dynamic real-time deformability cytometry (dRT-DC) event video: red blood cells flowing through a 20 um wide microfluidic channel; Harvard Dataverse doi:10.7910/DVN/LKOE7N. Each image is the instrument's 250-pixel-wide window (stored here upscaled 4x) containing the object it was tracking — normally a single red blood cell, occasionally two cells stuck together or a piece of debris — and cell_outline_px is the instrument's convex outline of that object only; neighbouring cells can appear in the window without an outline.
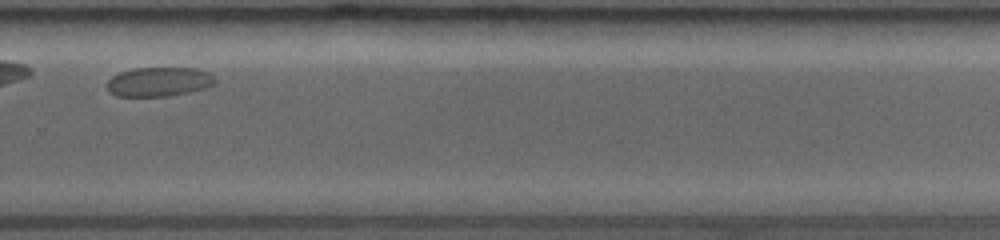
{"species": "common noctule bat (a hibernating species)", "species_latin": "Nyctalus noctula", "temperature_condition": "room temperature", "stored_images_in_passage": 59, "camera_frame_rate_fps": 3000, "um_per_image_px": 0.085, "animal": {"sex": "female", "body_mass_g": 19.0, "forearm_length_mm": 53.3}, "frame": {"image": 1, "passage_image": 48, "time_ms": 7.0, "image_size_px": [1000, 240], "cell_outline_px": [[216, 84], [204, 88], [188, 92], [168, 96], [116, 96], [108, 88], [108, 80], [112, 76], [120, 72], [132, 68], [196, 68], [208, 72], [216, 80]], "centroid_in_image_um": [13.52, 6.94], "position_along_channel_um": 316.3, "area_um2": 18.32}}
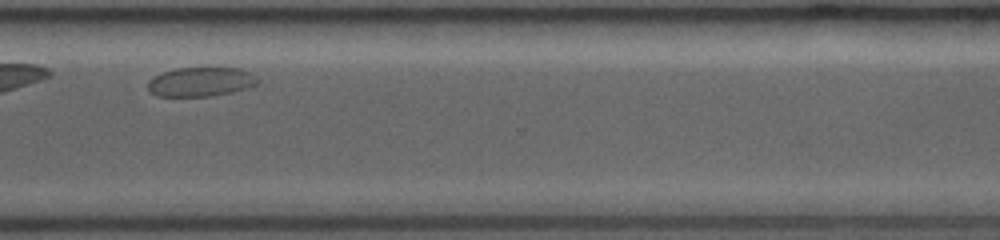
{"frame": {"image": 2, "passage_image": 54, "time_ms": 8.0, "image_size_px": [1000, 240], "cell_outline_px": [[256, 84], [248, 88], [232, 92], [212, 96], [156, 96], [148, 88], [148, 80], [164, 72], [176, 68], [240, 68], [252, 72], [256, 76]], "centroid_in_image_um": [17.09, 6.95], "position_along_channel_um": 353.5, "area_um2": 18.61}}
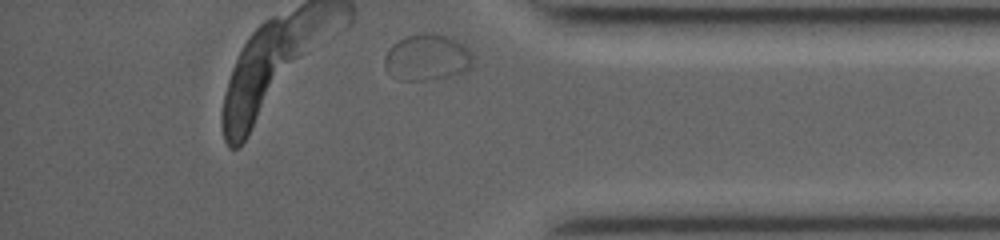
{"frame": {"image": 3, "passage_image": 58, "time_ms": 9.333, "image_size_px": [1000, 240], "cell_outline_px": [[472, 68], [464, 72], [448, 76], [428, 80], [396, 80], [384, 68], [384, 56], [388, 48], [392, 44], [408, 36], [424, 32], [432, 32], [452, 36], [464, 44], [472, 52]], "centroid_in_image_um": [36.31, 4.87], "position_along_channel_um": 398.9, "area_um2": 24.39}}